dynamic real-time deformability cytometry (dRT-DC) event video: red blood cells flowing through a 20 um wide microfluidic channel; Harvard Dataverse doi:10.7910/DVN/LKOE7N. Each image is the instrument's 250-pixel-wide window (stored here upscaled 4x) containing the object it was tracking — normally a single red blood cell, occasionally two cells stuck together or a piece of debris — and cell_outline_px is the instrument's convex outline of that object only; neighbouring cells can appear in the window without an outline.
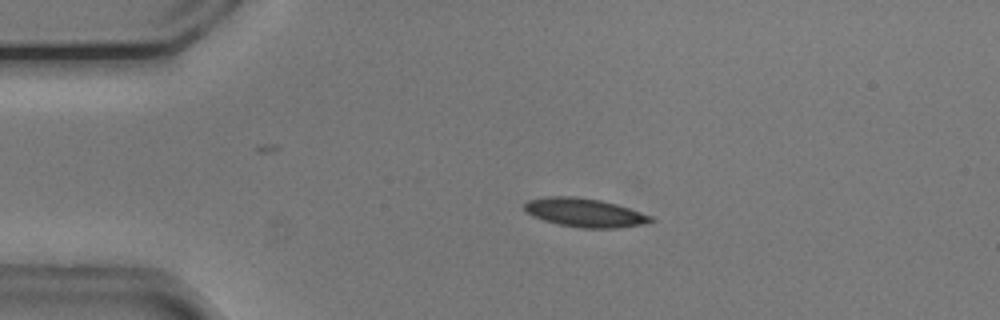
{"species": "common noctule bat (a hibernating species)", "species_latin": "Nyctalus noctula", "temperature_condition": "cold", "stored_images_in_passage": 54, "camera_frame_rate_fps": 3000, "um_per_image_px": 0.085, "animal": {"sex": "male", "body_mass_g": 20.5, "forearm_length_mm": 52.5}, "frame": {"image": 1, "passage_image": 11, "time_ms": 3.333, "image_size_px": [1000, 320], "cell_outline_px": [[656, 220], [644, 224], [620, 228], [580, 228], [560, 224], [544, 220], [532, 216], [524, 208], [524, 204], [528, 200], [548, 196], [576, 196], [600, 200], [616, 204], [652, 216]], "centroid_in_image_um": [49.72, 18.07], "position_along_channel_um": 35.3, "area_um2": 21.1}}
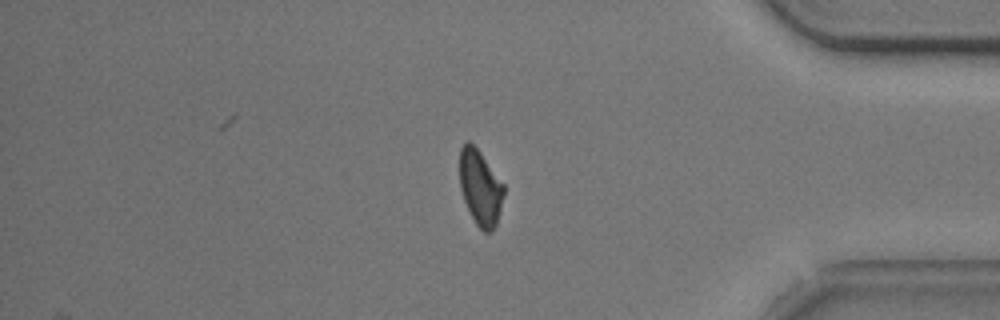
{"frame": {"image": 2, "passage_image": 45, "time_ms": 14.667, "image_size_px": [1000, 320], "cell_outline_px": [[504, 192], [496, 224], [492, 232], [484, 232], [476, 224], [464, 200], [460, 188], [460, 148], [468, 140], [480, 152], [504, 184]], "centroid_in_image_um": [40.82, 15.94], "position_along_channel_um": 394.4, "area_um2": 19.07}}
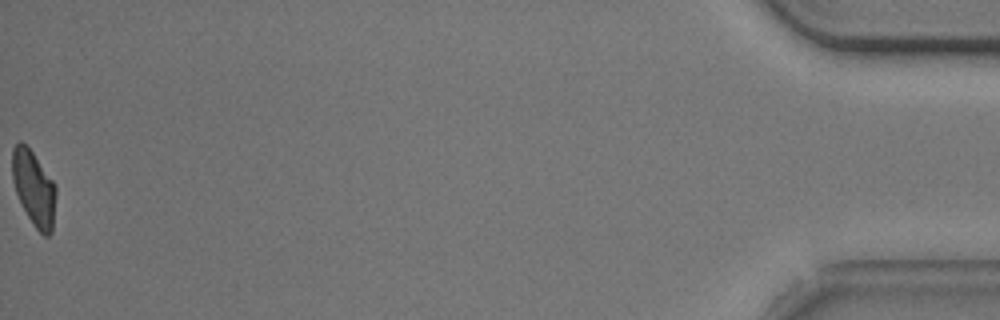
{"frame": {"image": 3, "passage_image": 54, "time_ms": 17.667, "image_size_px": [1000, 320], "cell_outline_px": [[56, 192], [52, 232], [48, 236], [44, 236], [36, 228], [28, 216], [16, 192], [12, 180], [12, 148], [20, 140], [32, 152], [56, 184]], "centroid_in_image_um": [2.88, 15.99], "position_along_channel_um": 432.3, "area_um2": 18.9}, "authors_computed_cell_mechanics": {"area_um2": 20.6924, "velocity_mm_per_s": 3.7253, "shape_relaxation_time_tau1_ms": 5.0096, "shape_relaxation_time_tau2_ms": 9.2422, "deformation_change_tau1": 0.1355, "deformation_change_tau2": 0.1589}}